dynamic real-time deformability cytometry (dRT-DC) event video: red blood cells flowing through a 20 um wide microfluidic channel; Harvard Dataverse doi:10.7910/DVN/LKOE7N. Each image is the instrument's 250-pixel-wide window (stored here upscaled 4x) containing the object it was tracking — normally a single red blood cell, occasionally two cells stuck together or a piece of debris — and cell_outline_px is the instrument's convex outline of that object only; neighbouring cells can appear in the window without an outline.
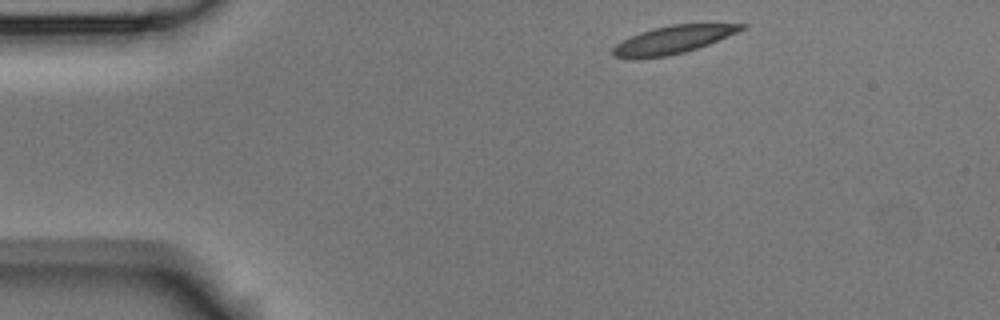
{"species": "Egyptian fruit bat (a non-hibernating species)", "species_latin": "Rousettus aegyptiacus", "temperature_condition": "room temperature", "stored_images_in_passage": 3, "camera_frame_rate_fps": 3000, "um_per_image_px": 0.085, "animal": {"sex": "male"}, "frame": {"image": 1, "passage_image": 1, "time_ms": 0.0, "image_size_px": [1000, 320], "cell_outline_px": [[748, 24], [744, 28], [736, 32], [708, 44], [684, 52], [668, 56], [640, 60], [632, 60], [612, 56], [612, 48], [616, 44], [640, 32], [672, 24]], "centroid_in_image_um": [57.1, 3.41], "position_along_channel_um": 27.9, "area_um2": 20.75}}